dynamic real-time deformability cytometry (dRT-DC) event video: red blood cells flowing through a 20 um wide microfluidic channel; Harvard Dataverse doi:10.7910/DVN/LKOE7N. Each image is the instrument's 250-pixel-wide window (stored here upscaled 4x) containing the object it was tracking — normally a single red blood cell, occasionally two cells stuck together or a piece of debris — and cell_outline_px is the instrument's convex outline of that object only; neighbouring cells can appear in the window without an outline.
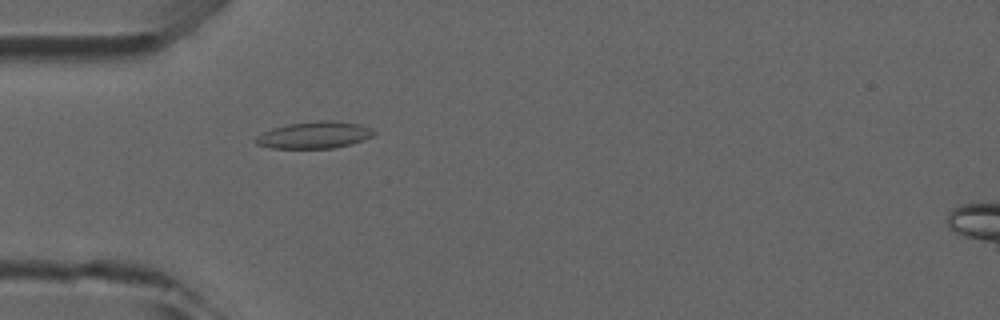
{"species": "common noctule bat (a hibernating species)", "species_latin": "Nyctalus noctula", "temperature_condition": "room temperature", "stored_images_in_passage": 4, "camera_frame_rate_fps": 3000, "um_per_image_px": 0.085, "animal": {"sex": "male", "forearm_length_mm": 52.5}, "frame": {"image": 1, "passage_image": 4, "time_ms": 3.667, "image_size_px": [1000, 320], "cell_outline_px": [[376, 132], [372, 136], [364, 140], [332, 148], [272, 148], [256, 144], [252, 140], [256, 136], [272, 128], [288, 124], [320, 120], [328, 120], [360, 124]], "centroid_in_image_um": [26.67, 11.47], "position_along_channel_um": 58.3, "area_um2": 18.32}}